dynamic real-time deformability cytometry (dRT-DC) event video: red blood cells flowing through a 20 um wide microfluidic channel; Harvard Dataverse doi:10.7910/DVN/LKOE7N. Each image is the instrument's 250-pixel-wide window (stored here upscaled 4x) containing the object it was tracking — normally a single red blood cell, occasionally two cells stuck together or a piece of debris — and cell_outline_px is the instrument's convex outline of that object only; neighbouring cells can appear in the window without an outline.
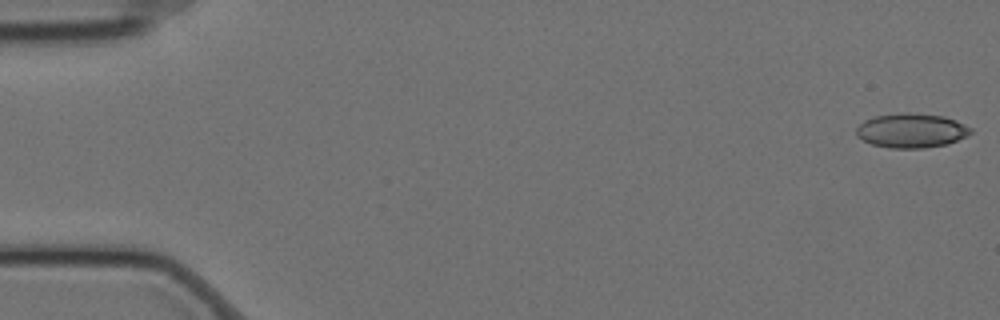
{"species": "Egyptian fruit bat (a non-hibernating species)", "species_latin": "Rousettus aegyptiacus", "temperature_condition": "cold", "stored_images_in_passage": 5, "camera_frame_rate_fps": 3000, "um_per_image_px": 0.085, "animal": {"sex": "female"}, "frame": {"image": 1, "passage_image": 1, "time_ms": 0.0, "image_size_px": [1000, 320], "cell_outline_px": [[972, 132], [968, 136], [948, 144], [924, 148], [888, 148], [872, 144], [856, 136], [856, 128], [864, 120], [872, 116], [904, 112], [908, 112], [944, 116], [956, 120], [972, 128]], "centroid_in_image_um": [77.47, 11.09], "position_along_channel_um": 7.5, "area_um2": 23.18}}
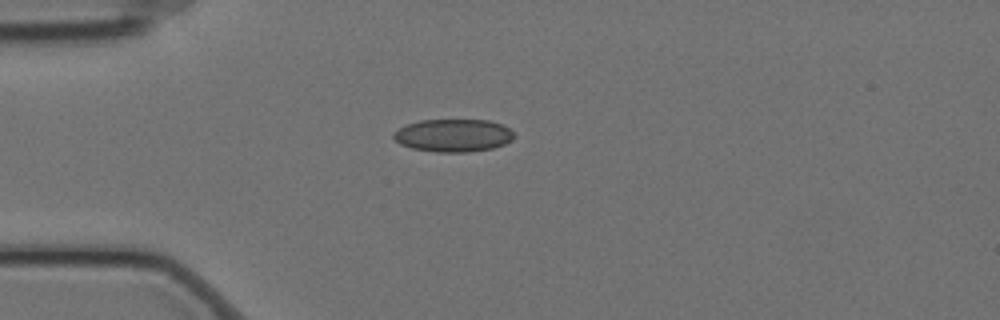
{"frame": {"image": 2, "passage_image": 5, "time_ms": 1.333, "image_size_px": [1000, 320], "cell_outline_px": [[516, 136], [512, 140], [504, 144], [492, 148], [468, 152], [436, 152], [412, 148], [400, 144], [392, 136], [392, 132], [408, 124], [420, 120], [488, 120], [500, 124], [508, 128]], "centroid_in_image_um": [38.52, 11.51], "position_along_channel_um": 46.5, "area_um2": 22.95}}